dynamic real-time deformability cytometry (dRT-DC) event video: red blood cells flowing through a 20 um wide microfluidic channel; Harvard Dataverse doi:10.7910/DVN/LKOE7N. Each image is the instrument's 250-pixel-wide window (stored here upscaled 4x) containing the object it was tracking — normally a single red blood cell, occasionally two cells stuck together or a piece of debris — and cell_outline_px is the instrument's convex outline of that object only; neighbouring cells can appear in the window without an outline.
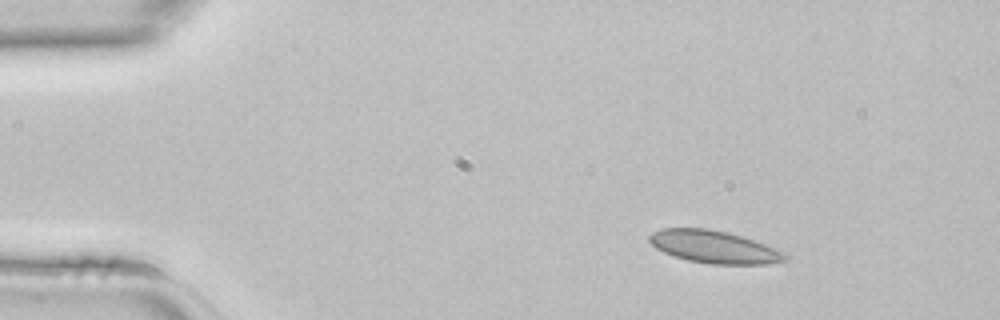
{"species": "common noctule bat (a hibernating species)", "species_latin": "Nyctalus noctula", "temperature_condition": "room temperature", "stored_images_in_passage": 39, "camera_frame_rate_fps": 3000, "um_per_image_px": 0.085, "animal": {"sex": "female", "body_mass_g": 22.7, "forearm_length_mm": 54.2}, "frame": {"image": 1, "passage_image": 1, "time_ms": 0.0, "image_size_px": [1000, 320], "cell_outline_px": [[792, 256], [788, 260], [768, 264], [712, 264], [688, 260], [664, 252], [656, 248], [648, 240], [648, 236], [652, 232], [660, 228], [708, 228], [728, 232], [776, 248]], "centroid_in_image_um": [60.72, 20.98], "position_along_channel_um": 24.3, "area_um2": 25.78}}
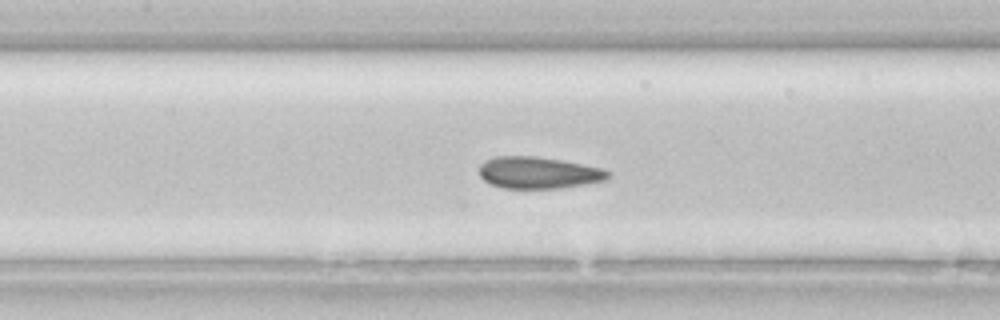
{"frame": {"image": 2, "passage_image": 15, "time_ms": 4.667, "image_size_px": [1000, 320], "cell_outline_px": [[612, 176], [608, 180], [560, 188], [504, 188], [492, 184], [484, 180], [480, 176], [480, 164], [484, 160], [496, 156], [536, 156], [560, 160], [604, 168], [612, 172]], "centroid_in_image_um": [45.82, 14.67], "position_along_channel_um": 161.6, "area_um2": 23.99}}
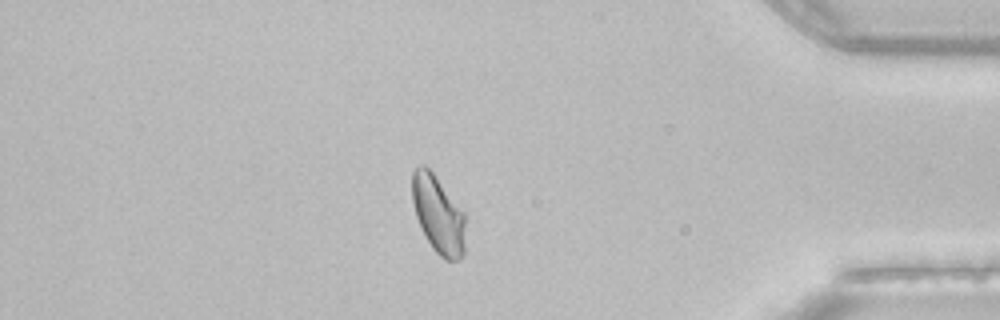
{"frame": {"image": 3, "passage_image": 33, "time_ms": 10.667, "image_size_px": [1000, 320], "cell_outline_px": [[464, 252], [456, 260], [444, 260], [432, 248], [420, 228], [416, 216], [412, 200], [412, 172], [420, 164], [424, 164], [432, 172], [464, 212]], "centroid_in_image_um": [37.22, 18.23], "position_along_channel_um": 398.0, "area_um2": 23.87}}